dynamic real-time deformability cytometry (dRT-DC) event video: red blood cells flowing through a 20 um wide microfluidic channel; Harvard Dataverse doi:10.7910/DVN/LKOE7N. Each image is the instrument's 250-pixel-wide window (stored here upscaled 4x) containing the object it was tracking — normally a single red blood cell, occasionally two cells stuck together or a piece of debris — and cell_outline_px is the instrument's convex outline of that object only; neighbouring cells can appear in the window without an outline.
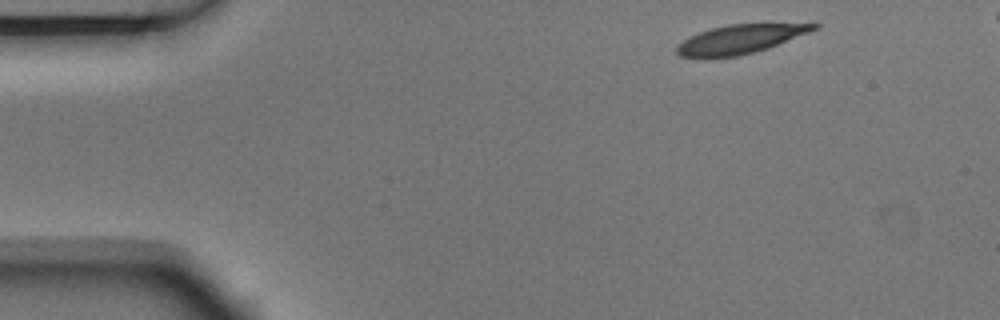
{"species": "Egyptian fruit bat (a non-hibernating species)", "species_latin": "Rousettus aegyptiacus", "temperature_condition": "room temperature", "stored_images_in_passage": 4, "segment_of_instrument_passage": [1, 2], "camera_frame_rate_fps": 3000, "um_per_image_px": 0.085, "animal": {"sex": "male"}, "frame": {"image": 1, "passage_image": 1, "time_ms": 0.0, "image_size_px": [1000, 320], "cell_outline_px": [[820, 24], [816, 28], [808, 32], [768, 48], [740, 56], [680, 56], [676, 52], [676, 44], [688, 36], [712, 28], [728, 24]], "centroid_in_image_um": [62.85, 3.32], "position_along_channel_um": 22.2, "area_um2": 22.43}}